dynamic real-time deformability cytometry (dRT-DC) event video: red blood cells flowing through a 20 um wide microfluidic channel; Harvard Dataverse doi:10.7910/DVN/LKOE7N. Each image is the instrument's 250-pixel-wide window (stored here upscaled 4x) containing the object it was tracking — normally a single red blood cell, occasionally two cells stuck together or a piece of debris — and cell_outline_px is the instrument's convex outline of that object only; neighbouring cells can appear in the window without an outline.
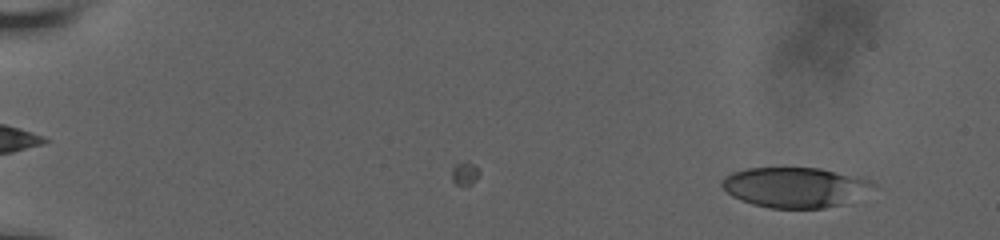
{"species": "human", "species_latin": "Homo sapiens", "temperature_condition": "room temperature", "stored_images_in_passage": 43, "camera_frame_rate_fps": 3000, "um_per_image_px": 0.085, "donor": {"sex": "male"}, "frame": {"image": 1, "passage_image": 1, "time_ms": 0.0, "image_size_px": [1000, 240], "cell_outline_px": [[876, 184], [840, 204], [824, 208], [768, 208], [752, 204], [740, 200], [732, 196], [720, 184], [720, 180], [724, 176], [732, 172], [748, 168], [820, 168], [860, 176]], "centroid_in_image_um": [67.46, 15.9], "position_along_channel_um": 17.5, "area_um2": 34.91}}
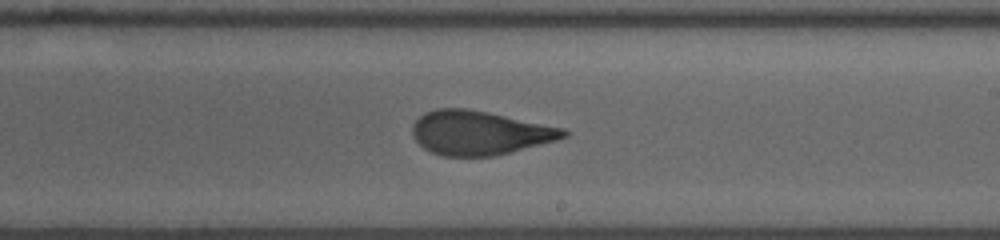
{"frame": {"image": 2, "passage_image": 25, "time_ms": 10.333, "image_size_px": [1000, 240], "cell_outline_px": [[568, 136], [556, 140], [496, 156], [444, 156], [432, 152], [424, 148], [412, 136], [412, 124], [424, 112], [436, 108], [468, 108], [488, 112], [564, 128], [568, 132]], "centroid_in_image_um": [40.74, 11.28], "position_along_channel_um": 248.3, "area_um2": 38.78}}
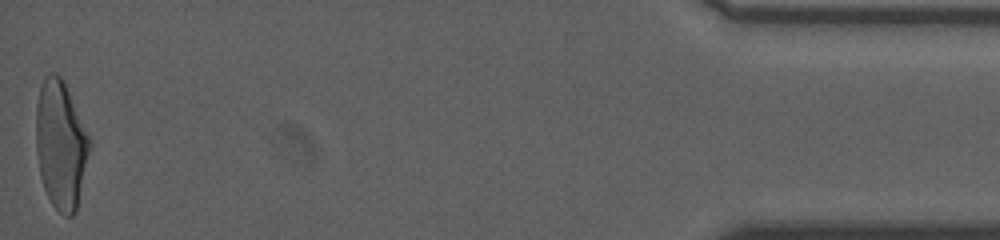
{"frame": {"image": 3, "passage_image": 43, "time_ms": 17.333, "image_size_px": [1000, 240], "cell_outline_px": [[92, 144], [76, 212], [72, 216], [64, 216], [52, 204], [44, 188], [40, 176], [36, 152], [36, 108], [40, 88], [44, 76], [48, 72], [56, 72], [64, 80], [92, 140]], "centroid_in_image_um": [5.18, 12.28], "position_along_channel_um": 430.0, "area_um2": 40.63}, "authors_computed_cell_mechanics": {"area_um2": 38.7838, "velocity_mm_per_s": 3.7946, "shape_relaxation_time_tau1_ms": 5.9125, "shape_relaxation_time_tau2_ms": 1.3204, "deformation_change_tau1": 0.2142, "deformation_change_tau2": 0.0975}}